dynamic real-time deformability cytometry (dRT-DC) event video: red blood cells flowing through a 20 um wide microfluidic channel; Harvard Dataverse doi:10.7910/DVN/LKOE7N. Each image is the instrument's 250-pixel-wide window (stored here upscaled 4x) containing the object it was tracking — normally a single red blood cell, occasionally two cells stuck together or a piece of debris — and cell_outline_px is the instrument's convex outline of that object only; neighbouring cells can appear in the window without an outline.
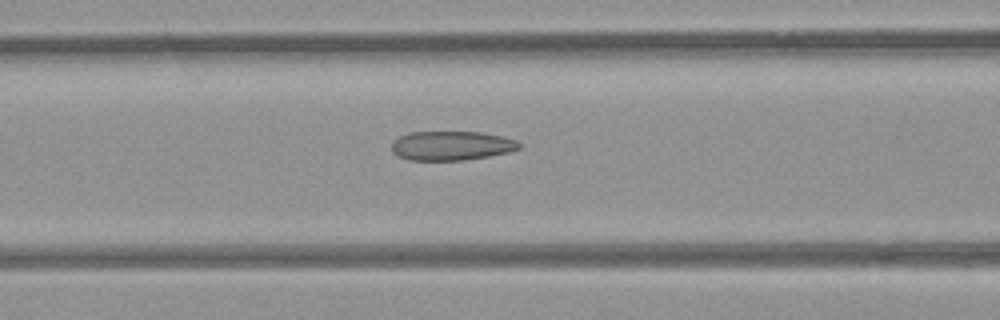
{"species": "common noctule bat (a hibernating species)", "species_latin": "Nyctalus noctula", "temperature_condition": "room temperature", "stored_images_in_passage": 5, "camera_frame_rate_fps": 3000, "um_per_image_px": 0.085, "animal": {"sex": "female", "body_mass_g": 21.9}, "frame": {"image": 1, "passage_image": 5, "time_ms": 5.333, "image_size_px": [1000, 320], "cell_outline_px": [[520, 148], [512, 152], [464, 160], [408, 160], [392, 152], [392, 140], [408, 132], [484, 132], [516, 140], [520, 144]], "centroid_in_image_um": [38.37, 12.38], "position_along_channel_um": 128.2, "area_um2": 21.79}}